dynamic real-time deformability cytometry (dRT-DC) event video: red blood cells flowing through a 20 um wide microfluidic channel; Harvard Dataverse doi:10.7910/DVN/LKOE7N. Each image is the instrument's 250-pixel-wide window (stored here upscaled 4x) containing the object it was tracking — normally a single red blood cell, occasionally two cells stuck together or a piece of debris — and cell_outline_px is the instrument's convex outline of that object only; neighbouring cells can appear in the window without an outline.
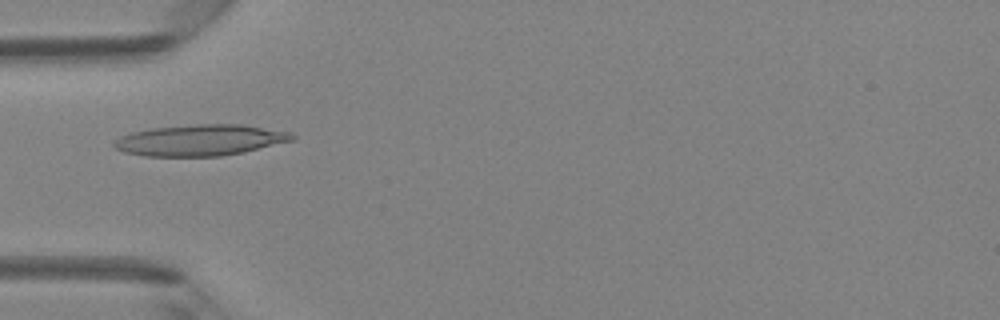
{"species": "Egyptian fruit bat (a non-hibernating species)", "species_latin": "Rousettus aegyptiacus", "temperature_condition": "room temperature", "stored_images_in_passage": 48, "camera_frame_rate_fps": 3000, "um_per_image_px": 0.085, "animal": {"sex": "female"}, "frame": {"image": 1, "passage_image": 15, "time_ms": 4.667, "image_size_px": [1000, 320], "cell_outline_px": [[296, 136], [292, 140], [244, 152], [220, 156], [144, 156], [124, 152], [116, 148], [112, 144], [120, 136], [132, 132], [152, 128], [196, 124], [240, 124], [288, 132]], "centroid_in_image_um": [16.98, 11.91], "position_along_channel_um": 68.0, "area_um2": 32.02}}
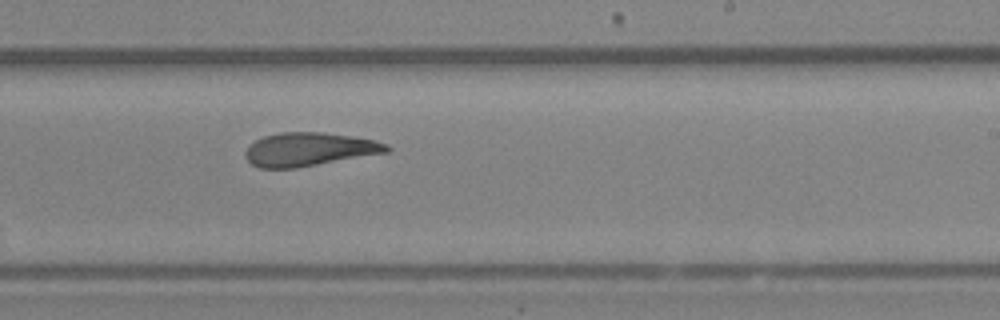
{"frame": {"image": 2, "passage_image": 29, "time_ms": 9.333, "image_size_px": [1000, 320], "cell_outline_px": [[392, 148], [388, 152], [296, 168], [260, 168], [252, 164], [244, 156], [244, 152], [256, 140], [264, 136], [280, 132], [320, 132], [352, 136], [372, 140], [388, 144]], "centroid_in_image_um": [26.28, 12.69], "position_along_channel_um": 262.7, "area_um2": 27.4}}
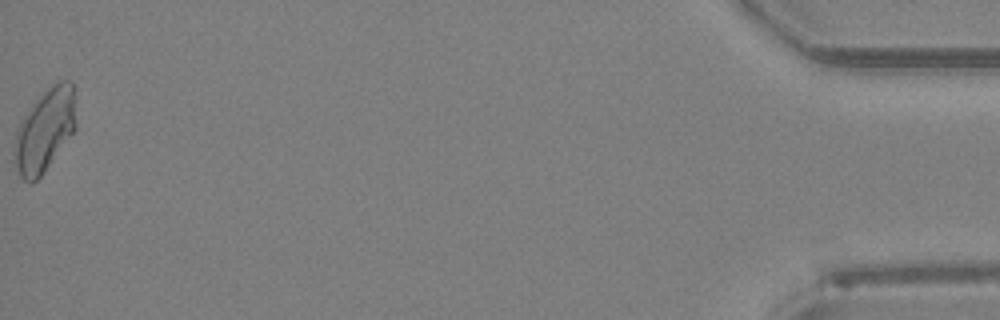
{"frame": {"image": 3, "passage_image": 48, "time_ms": 15.667, "image_size_px": [1000, 320], "cell_outline_px": [[76, 128], [44, 172], [36, 180], [24, 180], [20, 176], [12, 152], [16, 132], [20, 120], [36, 100], [52, 84], [60, 80], [72, 80], [76, 96]], "centroid_in_image_um": [3.83, 11.02], "position_along_channel_um": 431.4, "area_um2": 29.77}, "authors_computed_cell_mechanics": {"area_um2": 28.2064, "velocity_mm_per_s": 4.1935, "shape_relaxation_time_tau1_ms": null, "shape_relaxation_time_tau2_ms": 3.1354, "deformation_change_tau1": null, "deformation_change_tau2": 0.1142}}